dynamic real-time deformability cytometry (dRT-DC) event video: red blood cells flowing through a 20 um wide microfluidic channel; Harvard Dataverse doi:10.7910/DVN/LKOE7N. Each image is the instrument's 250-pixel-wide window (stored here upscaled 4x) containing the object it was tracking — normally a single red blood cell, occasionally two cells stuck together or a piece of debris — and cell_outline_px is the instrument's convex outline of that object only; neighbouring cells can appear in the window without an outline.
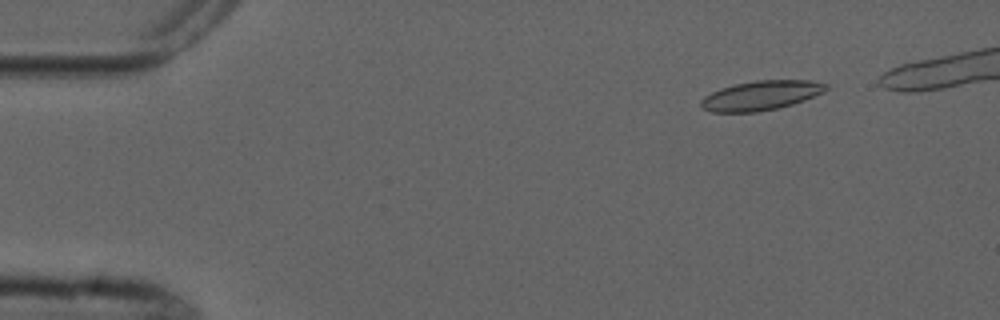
{"species": "common noctule bat (a hibernating species)", "species_latin": "Nyctalus noctula", "temperature_condition": "cold", "stored_images_in_passage": 10, "camera_frame_rate_fps": 3000, "um_per_image_px": 0.085, "animal": {"sex": "male", "forearm_length_mm": 52.5}, "frame": {"image": 1, "passage_image": 2, "time_ms": 2.0, "image_size_px": [1000, 320], "cell_outline_px": [[828, 88], [824, 92], [804, 100], [792, 104], [776, 108], [756, 112], [712, 112], [704, 108], [700, 104], [700, 100], [704, 96], [720, 88], [736, 84], [756, 80], [812, 80], [828, 84]], "centroid_in_image_um": [64.7, 8.1], "position_along_channel_um": 20.3, "area_um2": 21.39}}
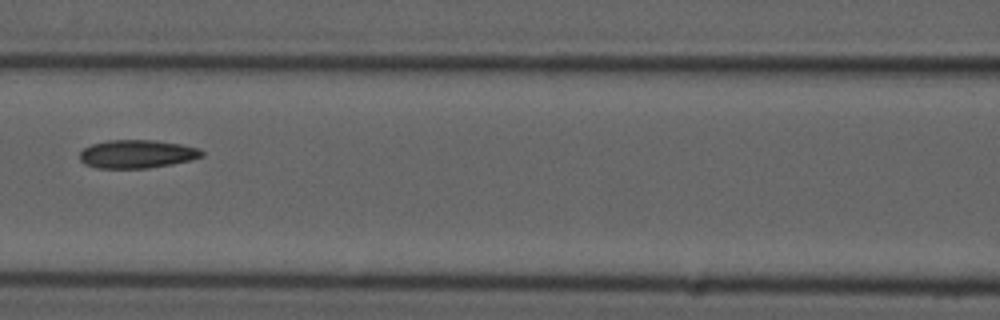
{"frame": {"image": 2, "passage_image": 7, "time_ms": 8.0, "image_size_px": [1000, 320], "cell_outline_px": [[204, 156], [192, 160], [172, 164], [148, 168], [96, 168], [84, 164], [80, 160], [80, 152], [84, 148], [92, 144], [108, 140], [156, 140], [180, 144], [200, 148], [204, 152]], "centroid_in_image_um": [11.67, 13.09], "position_along_channel_um": 154.9, "area_um2": 20.29}}
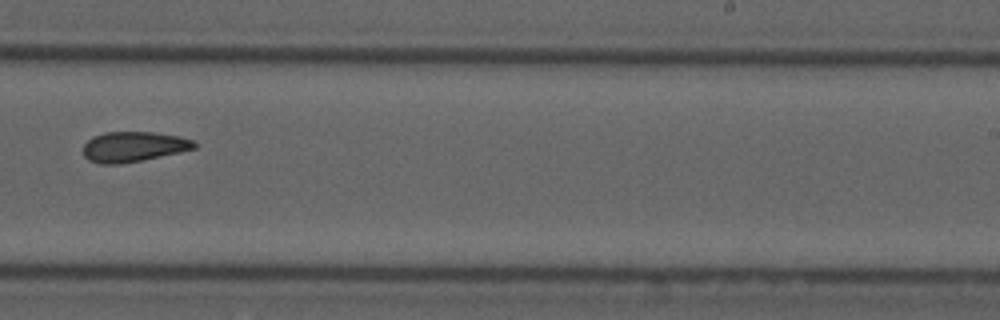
{"frame": {"image": 3, "passage_image": 10, "time_ms": 11.333, "image_size_px": [1000, 320], "cell_outline_px": [[196, 148], [180, 152], [120, 164], [100, 164], [88, 160], [84, 156], [84, 144], [92, 136], [104, 132], [156, 132], [180, 136], [192, 140], [196, 144]], "centroid_in_image_um": [11.33, 12.46], "position_along_channel_um": 277.7, "area_um2": 19.54}}